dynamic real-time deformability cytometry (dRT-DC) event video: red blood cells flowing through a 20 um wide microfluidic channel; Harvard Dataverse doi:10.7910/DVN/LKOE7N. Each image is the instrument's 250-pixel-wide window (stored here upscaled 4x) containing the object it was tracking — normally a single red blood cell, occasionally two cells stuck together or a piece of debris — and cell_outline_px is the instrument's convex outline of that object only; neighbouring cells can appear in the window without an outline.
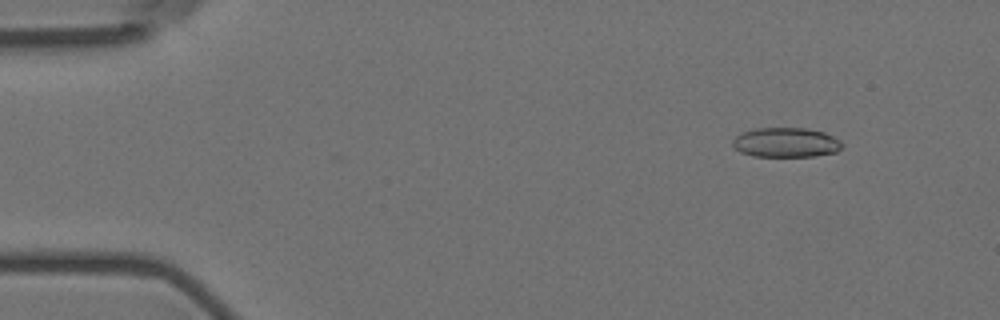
{"species": "Egyptian fruit bat (a non-hibernating species)", "species_latin": "Rousettus aegyptiacus", "temperature_condition": "room temperature", "stored_images_in_passage": 54, "camera_frame_rate_fps": 3000, "um_per_image_px": 0.085, "animal": {"sex": "female"}, "frame": {"image": 1, "passage_image": 6, "time_ms": 1.667, "image_size_px": [1000, 320], "cell_outline_px": [[844, 144], [836, 152], [812, 156], [752, 156], [740, 152], [732, 144], [732, 140], [740, 132], [756, 128], [804, 128], [824, 132], [840, 140]], "centroid_in_image_um": [66.78, 12.1], "position_along_channel_um": 18.2, "area_um2": 18.9}}
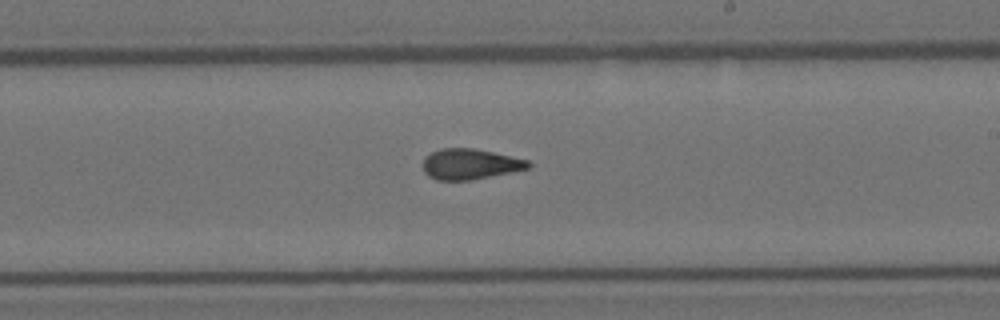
{"frame": {"image": 2, "passage_image": 32, "time_ms": 10.333, "image_size_px": [1000, 320], "cell_outline_px": [[532, 164], [528, 168], [472, 180], [436, 180], [428, 176], [424, 172], [424, 156], [440, 148], [472, 148], [492, 152], [528, 160]], "centroid_in_image_um": [39.92, 13.95], "position_along_channel_um": 249.1, "area_um2": 18.61}}
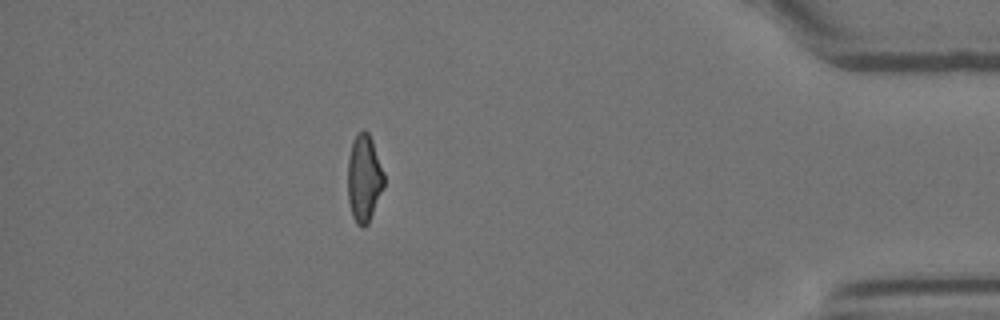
{"frame": {"image": 3, "passage_image": 48, "time_ms": 15.667, "image_size_px": [1000, 320], "cell_outline_px": [[384, 188], [368, 224], [364, 228], [360, 228], [356, 224], [352, 216], [348, 200], [348, 156], [352, 144], [356, 136], [364, 128], [368, 132], [372, 140], [384, 172]], "centroid_in_image_um": [30.95, 15.2], "position_along_channel_um": 404.2, "area_um2": 18.61}, "authors_computed_cell_mechanics": {"area_um2": 19.0162, "velocity_mm_per_s": 3.7676, "shape_relaxation_time_tau1_ms": null, "shape_relaxation_time_tau2_ms": 2.0389, "deformation_change_tau1": null, "deformation_change_tau2": 0.0978}}